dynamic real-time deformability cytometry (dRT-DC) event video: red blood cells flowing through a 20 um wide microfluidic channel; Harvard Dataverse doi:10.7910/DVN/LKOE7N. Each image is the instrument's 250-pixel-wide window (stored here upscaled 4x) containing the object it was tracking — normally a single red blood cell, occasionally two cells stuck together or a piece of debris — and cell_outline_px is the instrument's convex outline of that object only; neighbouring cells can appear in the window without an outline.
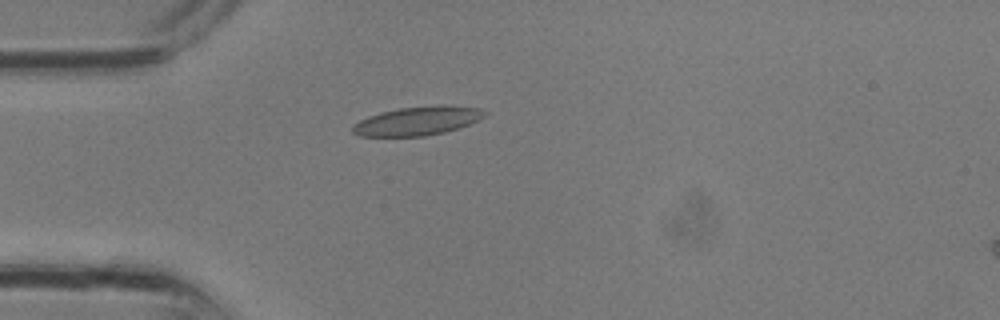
{"species": "common noctule bat (a hibernating species)", "species_latin": "Nyctalus noctula", "temperature_condition": "room temperature", "stored_images_in_passage": 13, "camera_frame_rate_fps": 3000, "um_per_image_px": 0.085, "animal": {"sex": "male", "body_mass_g": 13.3}, "frame": {"image": 1, "passage_image": 1, "time_ms": 0.0, "image_size_px": [1000, 320], "cell_outline_px": [[488, 112], [480, 120], [460, 128], [444, 132], [424, 136], [360, 136], [352, 132], [352, 124], [368, 116], [380, 112], [400, 108], [480, 108]], "centroid_in_image_um": [35.41, 10.33], "position_along_channel_um": 49.6, "area_um2": 21.21}}
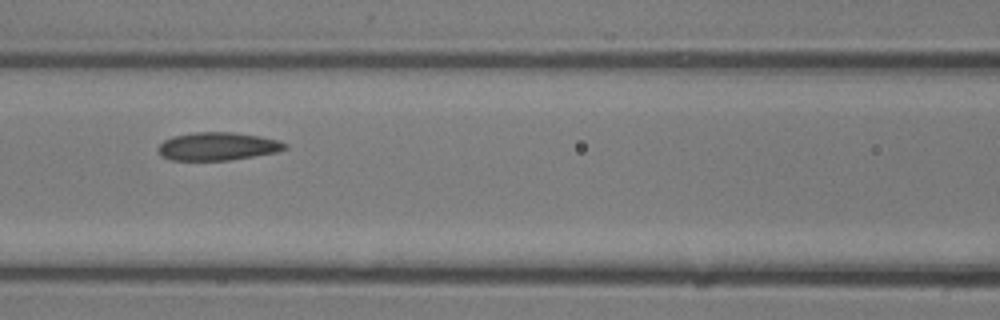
{"frame": {"image": 2, "passage_image": 6, "time_ms": 1.667, "image_size_px": [1000, 320], "cell_outline_px": [[288, 148], [276, 152], [228, 160], [172, 160], [160, 156], [156, 148], [164, 140], [172, 136], [192, 132], [232, 132], [260, 136], [276, 140], [288, 144]], "centroid_in_image_um": [18.45, 12.43], "position_along_channel_um": 148.1, "area_um2": 20.75}}
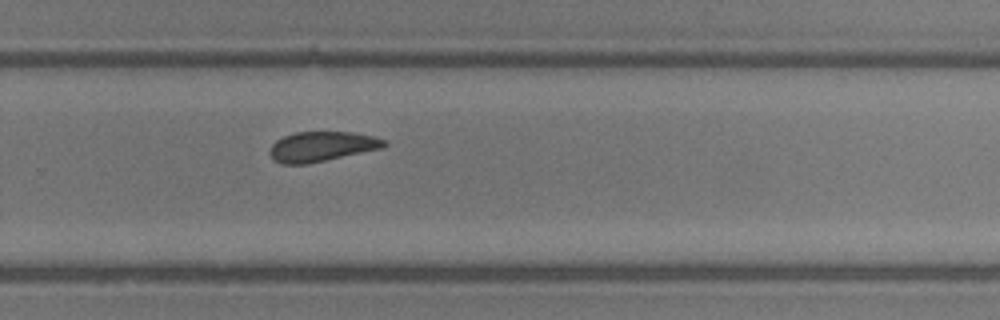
{"frame": {"image": 3, "passage_image": 13, "time_ms": 4.0, "image_size_px": [1000, 320], "cell_outline_px": [[388, 144], [384, 148], [308, 164], [280, 164], [272, 160], [268, 152], [272, 144], [276, 140], [284, 136], [296, 132], [352, 132], [372, 136], [388, 140]], "centroid_in_image_um": [27.35, 12.46], "position_along_channel_um": 302.5, "area_um2": 20.23}}